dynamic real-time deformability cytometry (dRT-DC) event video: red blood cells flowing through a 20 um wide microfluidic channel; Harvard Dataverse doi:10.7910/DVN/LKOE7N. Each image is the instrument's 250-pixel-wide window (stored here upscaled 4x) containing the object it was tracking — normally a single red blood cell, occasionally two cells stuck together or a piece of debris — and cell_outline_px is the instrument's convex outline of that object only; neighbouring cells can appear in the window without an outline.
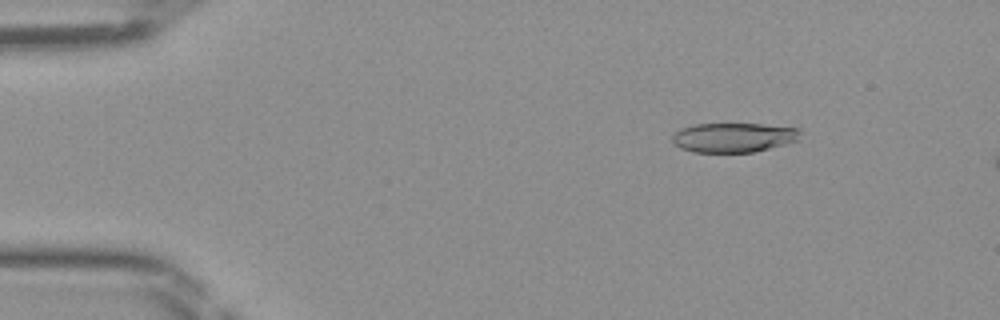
{"species": "Egyptian fruit bat (a non-hibernating species)", "species_latin": "Rousettus aegyptiacus", "temperature_condition": "room temperature", "stored_images_in_passage": 12, "camera_frame_rate_fps": 3000, "um_per_image_px": 0.085, "frame": {"image": 1, "passage_image": 7, "time_ms": 2.0, "image_size_px": [1000, 320], "cell_outline_px": [[800, 132], [796, 140], [784, 144], [752, 152], [692, 152], [680, 148], [672, 140], [672, 136], [680, 128], [696, 124], [760, 124], [796, 128]], "centroid_in_image_um": [62.29, 11.68], "position_along_channel_um": 22.7, "area_um2": 21.62}}